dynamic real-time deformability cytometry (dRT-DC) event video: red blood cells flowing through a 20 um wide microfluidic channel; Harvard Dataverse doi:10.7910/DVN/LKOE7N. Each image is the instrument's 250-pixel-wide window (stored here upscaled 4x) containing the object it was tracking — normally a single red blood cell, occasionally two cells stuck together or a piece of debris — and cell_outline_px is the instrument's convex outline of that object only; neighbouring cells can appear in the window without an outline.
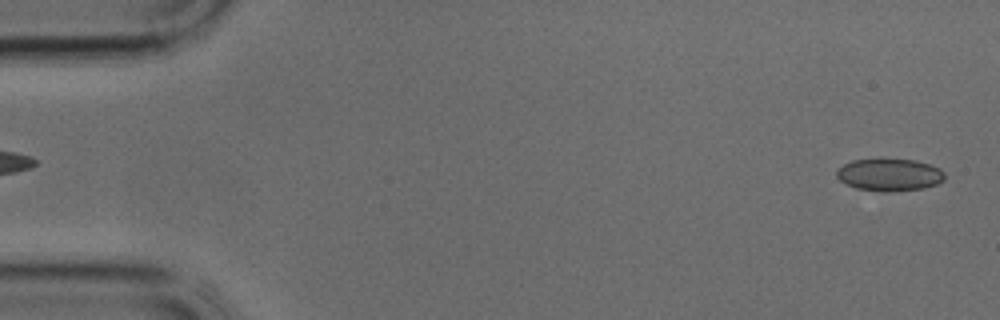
{"species": "common noctule bat (a hibernating species)", "species_latin": "Nyctalus noctula", "temperature_condition": "cold", "stored_images_in_passage": 18, "camera_frame_rate_fps": 3000, "um_per_image_px": 0.085, "animal": {"sex": "male", "body_mass_g": 17.9, "forearm_length_mm": 54.2}, "frame": {"image": 1, "passage_image": 1, "time_ms": 0.0, "image_size_px": [1000, 320], "cell_outline_px": [[944, 180], [936, 184], [924, 188], [888, 192], [880, 192], [856, 188], [844, 184], [836, 176], [836, 172], [844, 164], [852, 160], [916, 160], [940, 168], [944, 172]], "centroid_in_image_um": [75.6, 14.88], "position_along_channel_um": 9.4, "area_um2": 20.23}}
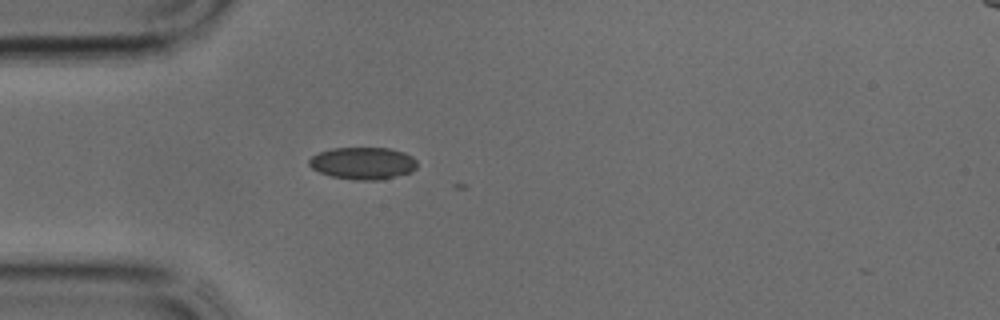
{"frame": {"image": 2, "passage_image": 10, "time_ms": 3.0, "image_size_px": [1000, 320], "cell_outline_px": [[416, 168], [412, 172], [384, 180], [352, 180], [332, 176], [320, 172], [312, 168], [308, 164], [308, 160], [312, 156], [320, 152], [332, 148], [388, 148], [404, 152], [412, 156], [416, 160]], "centroid_in_image_um": [30.87, 13.88], "position_along_channel_um": 54.1, "area_um2": 20.4}}
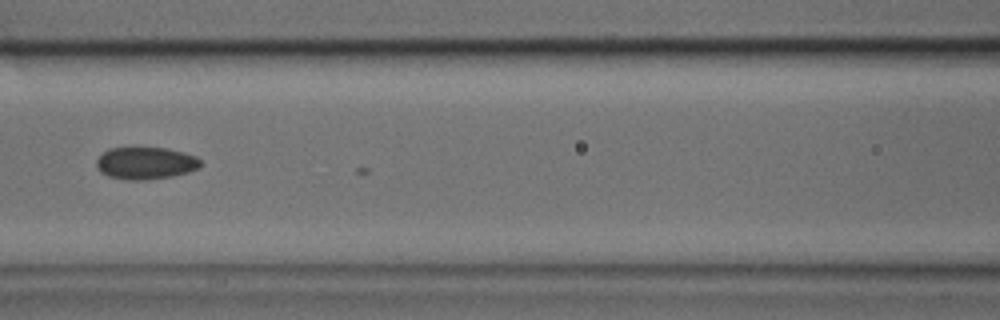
{"frame": {"image": 3, "passage_image": 16, "time_ms": 5.0, "image_size_px": [1000, 320], "cell_outline_px": [[200, 168], [188, 172], [172, 176], [144, 180], [124, 180], [108, 176], [100, 172], [96, 168], [96, 160], [108, 148], [168, 148], [184, 152], [196, 156], [200, 160]], "centroid_in_image_um": [12.36, 13.87], "position_along_channel_um": 154.2, "area_um2": 19.65}}